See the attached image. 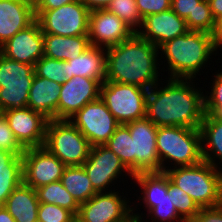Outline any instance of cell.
<instances>
[{
    "instance_id": "obj_38",
    "label": "cell",
    "mask_w": 222,
    "mask_h": 222,
    "mask_svg": "<svg viewBox=\"0 0 222 222\" xmlns=\"http://www.w3.org/2000/svg\"><path fill=\"white\" fill-rule=\"evenodd\" d=\"M172 0H136L137 9L141 18L171 9Z\"/></svg>"
},
{
    "instance_id": "obj_9",
    "label": "cell",
    "mask_w": 222,
    "mask_h": 222,
    "mask_svg": "<svg viewBox=\"0 0 222 222\" xmlns=\"http://www.w3.org/2000/svg\"><path fill=\"white\" fill-rule=\"evenodd\" d=\"M147 94L148 89L107 80L100 88V99L120 124L146 117Z\"/></svg>"
},
{
    "instance_id": "obj_46",
    "label": "cell",
    "mask_w": 222,
    "mask_h": 222,
    "mask_svg": "<svg viewBox=\"0 0 222 222\" xmlns=\"http://www.w3.org/2000/svg\"><path fill=\"white\" fill-rule=\"evenodd\" d=\"M127 222H148V221H145L144 218H140V217H137V216L132 215V216L127 220Z\"/></svg>"
},
{
    "instance_id": "obj_34",
    "label": "cell",
    "mask_w": 222,
    "mask_h": 222,
    "mask_svg": "<svg viewBox=\"0 0 222 222\" xmlns=\"http://www.w3.org/2000/svg\"><path fill=\"white\" fill-rule=\"evenodd\" d=\"M187 27L191 31H202L213 34L215 18L212 15L208 0H202L197 4L193 17L185 19Z\"/></svg>"
},
{
    "instance_id": "obj_21",
    "label": "cell",
    "mask_w": 222,
    "mask_h": 222,
    "mask_svg": "<svg viewBox=\"0 0 222 222\" xmlns=\"http://www.w3.org/2000/svg\"><path fill=\"white\" fill-rule=\"evenodd\" d=\"M34 20L32 3L26 0H0V46Z\"/></svg>"
},
{
    "instance_id": "obj_6",
    "label": "cell",
    "mask_w": 222,
    "mask_h": 222,
    "mask_svg": "<svg viewBox=\"0 0 222 222\" xmlns=\"http://www.w3.org/2000/svg\"><path fill=\"white\" fill-rule=\"evenodd\" d=\"M133 183L138 184L136 187L140 186L141 189V191L140 189L137 191L141 193V195H138L139 198L136 199L141 202L137 204L141 205L142 203L143 207L146 208L144 210L148 212L144 213L146 216L143 211L139 214L140 212H136L138 211L136 208L139 206L132 202V204L134 203V216L146 218L145 220L151 219L152 222H185L172 204V195L168 194V175L166 172L137 173L133 177Z\"/></svg>"
},
{
    "instance_id": "obj_22",
    "label": "cell",
    "mask_w": 222,
    "mask_h": 222,
    "mask_svg": "<svg viewBox=\"0 0 222 222\" xmlns=\"http://www.w3.org/2000/svg\"><path fill=\"white\" fill-rule=\"evenodd\" d=\"M61 84L35 74L29 90L27 107L46 117L58 120V101Z\"/></svg>"
},
{
    "instance_id": "obj_45",
    "label": "cell",
    "mask_w": 222,
    "mask_h": 222,
    "mask_svg": "<svg viewBox=\"0 0 222 222\" xmlns=\"http://www.w3.org/2000/svg\"><path fill=\"white\" fill-rule=\"evenodd\" d=\"M0 222H16L3 206H0Z\"/></svg>"
},
{
    "instance_id": "obj_35",
    "label": "cell",
    "mask_w": 222,
    "mask_h": 222,
    "mask_svg": "<svg viewBox=\"0 0 222 222\" xmlns=\"http://www.w3.org/2000/svg\"><path fill=\"white\" fill-rule=\"evenodd\" d=\"M214 73L211 90L204 93V111L205 114L222 116V71Z\"/></svg>"
},
{
    "instance_id": "obj_27",
    "label": "cell",
    "mask_w": 222,
    "mask_h": 222,
    "mask_svg": "<svg viewBox=\"0 0 222 222\" xmlns=\"http://www.w3.org/2000/svg\"><path fill=\"white\" fill-rule=\"evenodd\" d=\"M22 182V155L0 150V206Z\"/></svg>"
},
{
    "instance_id": "obj_43",
    "label": "cell",
    "mask_w": 222,
    "mask_h": 222,
    "mask_svg": "<svg viewBox=\"0 0 222 222\" xmlns=\"http://www.w3.org/2000/svg\"><path fill=\"white\" fill-rule=\"evenodd\" d=\"M212 36L216 46L222 48V15L215 19V27Z\"/></svg>"
},
{
    "instance_id": "obj_14",
    "label": "cell",
    "mask_w": 222,
    "mask_h": 222,
    "mask_svg": "<svg viewBox=\"0 0 222 222\" xmlns=\"http://www.w3.org/2000/svg\"><path fill=\"white\" fill-rule=\"evenodd\" d=\"M124 125L133 140V175L161 172L156 145L157 126L146 117Z\"/></svg>"
},
{
    "instance_id": "obj_4",
    "label": "cell",
    "mask_w": 222,
    "mask_h": 222,
    "mask_svg": "<svg viewBox=\"0 0 222 222\" xmlns=\"http://www.w3.org/2000/svg\"><path fill=\"white\" fill-rule=\"evenodd\" d=\"M156 145L163 172L203 161L200 128L157 127Z\"/></svg>"
},
{
    "instance_id": "obj_5",
    "label": "cell",
    "mask_w": 222,
    "mask_h": 222,
    "mask_svg": "<svg viewBox=\"0 0 222 222\" xmlns=\"http://www.w3.org/2000/svg\"><path fill=\"white\" fill-rule=\"evenodd\" d=\"M165 172L200 208L222 204V171L206 161L191 166L174 167Z\"/></svg>"
},
{
    "instance_id": "obj_19",
    "label": "cell",
    "mask_w": 222,
    "mask_h": 222,
    "mask_svg": "<svg viewBox=\"0 0 222 222\" xmlns=\"http://www.w3.org/2000/svg\"><path fill=\"white\" fill-rule=\"evenodd\" d=\"M0 53L17 62L34 65L44 56L43 32L35 19L0 46Z\"/></svg>"
},
{
    "instance_id": "obj_29",
    "label": "cell",
    "mask_w": 222,
    "mask_h": 222,
    "mask_svg": "<svg viewBox=\"0 0 222 222\" xmlns=\"http://www.w3.org/2000/svg\"><path fill=\"white\" fill-rule=\"evenodd\" d=\"M39 202L58 205L77 216L80 204L60 181L51 182L36 189Z\"/></svg>"
},
{
    "instance_id": "obj_42",
    "label": "cell",
    "mask_w": 222,
    "mask_h": 222,
    "mask_svg": "<svg viewBox=\"0 0 222 222\" xmlns=\"http://www.w3.org/2000/svg\"><path fill=\"white\" fill-rule=\"evenodd\" d=\"M90 11L106 9L113 0H80Z\"/></svg>"
},
{
    "instance_id": "obj_36",
    "label": "cell",
    "mask_w": 222,
    "mask_h": 222,
    "mask_svg": "<svg viewBox=\"0 0 222 222\" xmlns=\"http://www.w3.org/2000/svg\"><path fill=\"white\" fill-rule=\"evenodd\" d=\"M38 222H76V216L58 205L40 202Z\"/></svg>"
},
{
    "instance_id": "obj_18",
    "label": "cell",
    "mask_w": 222,
    "mask_h": 222,
    "mask_svg": "<svg viewBox=\"0 0 222 222\" xmlns=\"http://www.w3.org/2000/svg\"><path fill=\"white\" fill-rule=\"evenodd\" d=\"M19 144L24 148L43 147L48 119L29 107L2 112Z\"/></svg>"
},
{
    "instance_id": "obj_1",
    "label": "cell",
    "mask_w": 222,
    "mask_h": 222,
    "mask_svg": "<svg viewBox=\"0 0 222 222\" xmlns=\"http://www.w3.org/2000/svg\"><path fill=\"white\" fill-rule=\"evenodd\" d=\"M165 79L164 86L160 81L148 90L146 118L157 127L200 128L205 115V90L197 88L194 79Z\"/></svg>"
},
{
    "instance_id": "obj_23",
    "label": "cell",
    "mask_w": 222,
    "mask_h": 222,
    "mask_svg": "<svg viewBox=\"0 0 222 222\" xmlns=\"http://www.w3.org/2000/svg\"><path fill=\"white\" fill-rule=\"evenodd\" d=\"M83 76L96 79L101 83L106 80V49L90 46L80 56L67 61V79Z\"/></svg>"
},
{
    "instance_id": "obj_7",
    "label": "cell",
    "mask_w": 222,
    "mask_h": 222,
    "mask_svg": "<svg viewBox=\"0 0 222 222\" xmlns=\"http://www.w3.org/2000/svg\"><path fill=\"white\" fill-rule=\"evenodd\" d=\"M44 147L66 166H82L91 145L69 120H48Z\"/></svg>"
},
{
    "instance_id": "obj_16",
    "label": "cell",
    "mask_w": 222,
    "mask_h": 222,
    "mask_svg": "<svg viewBox=\"0 0 222 222\" xmlns=\"http://www.w3.org/2000/svg\"><path fill=\"white\" fill-rule=\"evenodd\" d=\"M101 82L75 76L61 84L58 101V120H69L84 105L100 98Z\"/></svg>"
},
{
    "instance_id": "obj_24",
    "label": "cell",
    "mask_w": 222,
    "mask_h": 222,
    "mask_svg": "<svg viewBox=\"0 0 222 222\" xmlns=\"http://www.w3.org/2000/svg\"><path fill=\"white\" fill-rule=\"evenodd\" d=\"M91 46L88 35L61 36L43 33L44 56L68 61L77 58Z\"/></svg>"
},
{
    "instance_id": "obj_31",
    "label": "cell",
    "mask_w": 222,
    "mask_h": 222,
    "mask_svg": "<svg viewBox=\"0 0 222 222\" xmlns=\"http://www.w3.org/2000/svg\"><path fill=\"white\" fill-rule=\"evenodd\" d=\"M168 194L172 195V201L179 216L185 222H191L200 211L196 202L182 189L178 188L168 177Z\"/></svg>"
},
{
    "instance_id": "obj_39",
    "label": "cell",
    "mask_w": 222,
    "mask_h": 222,
    "mask_svg": "<svg viewBox=\"0 0 222 222\" xmlns=\"http://www.w3.org/2000/svg\"><path fill=\"white\" fill-rule=\"evenodd\" d=\"M202 0H172L171 9L181 18L193 17L197 4Z\"/></svg>"
},
{
    "instance_id": "obj_17",
    "label": "cell",
    "mask_w": 222,
    "mask_h": 222,
    "mask_svg": "<svg viewBox=\"0 0 222 222\" xmlns=\"http://www.w3.org/2000/svg\"><path fill=\"white\" fill-rule=\"evenodd\" d=\"M134 33L122 19L107 9L90 11L88 37L92 46L107 49L129 39Z\"/></svg>"
},
{
    "instance_id": "obj_10",
    "label": "cell",
    "mask_w": 222,
    "mask_h": 222,
    "mask_svg": "<svg viewBox=\"0 0 222 222\" xmlns=\"http://www.w3.org/2000/svg\"><path fill=\"white\" fill-rule=\"evenodd\" d=\"M34 14L43 33L88 35L90 10L80 0L52 10H34Z\"/></svg>"
},
{
    "instance_id": "obj_30",
    "label": "cell",
    "mask_w": 222,
    "mask_h": 222,
    "mask_svg": "<svg viewBox=\"0 0 222 222\" xmlns=\"http://www.w3.org/2000/svg\"><path fill=\"white\" fill-rule=\"evenodd\" d=\"M104 145L114 152L133 174V140L124 124L119 125Z\"/></svg>"
},
{
    "instance_id": "obj_12",
    "label": "cell",
    "mask_w": 222,
    "mask_h": 222,
    "mask_svg": "<svg viewBox=\"0 0 222 222\" xmlns=\"http://www.w3.org/2000/svg\"><path fill=\"white\" fill-rule=\"evenodd\" d=\"M69 121L91 146L104 145L120 125L100 98L84 105Z\"/></svg>"
},
{
    "instance_id": "obj_33",
    "label": "cell",
    "mask_w": 222,
    "mask_h": 222,
    "mask_svg": "<svg viewBox=\"0 0 222 222\" xmlns=\"http://www.w3.org/2000/svg\"><path fill=\"white\" fill-rule=\"evenodd\" d=\"M34 71L39 77L63 84L67 80V61L42 56L35 63Z\"/></svg>"
},
{
    "instance_id": "obj_8",
    "label": "cell",
    "mask_w": 222,
    "mask_h": 222,
    "mask_svg": "<svg viewBox=\"0 0 222 222\" xmlns=\"http://www.w3.org/2000/svg\"><path fill=\"white\" fill-rule=\"evenodd\" d=\"M34 76V65L17 62L0 53V113L27 107Z\"/></svg>"
},
{
    "instance_id": "obj_3",
    "label": "cell",
    "mask_w": 222,
    "mask_h": 222,
    "mask_svg": "<svg viewBox=\"0 0 222 222\" xmlns=\"http://www.w3.org/2000/svg\"><path fill=\"white\" fill-rule=\"evenodd\" d=\"M220 50L209 33L189 30L186 34L166 41L159 47V55L166 58V71L168 78L173 79H197L201 75L200 71L211 65L212 55ZM163 55V57H162ZM210 59V60H209ZM209 62V63H208ZM168 63V64H167ZM200 73V74H199Z\"/></svg>"
},
{
    "instance_id": "obj_47",
    "label": "cell",
    "mask_w": 222,
    "mask_h": 222,
    "mask_svg": "<svg viewBox=\"0 0 222 222\" xmlns=\"http://www.w3.org/2000/svg\"><path fill=\"white\" fill-rule=\"evenodd\" d=\"M26 1L32 3L33 5H35L38 2V0H26Z\"/></svg>"
},
{
    "instance_id": "obj_37",
    "label": "cell",
    "mask_w": 222,
    "mask_h": 222,
    "mask_svg": "<svg viewBox=\"0 0 222 222\" xmlns=\"http://www.w3.org/2000/svg\"><path fill=\"white\" fill-rule=\"evenodd\" d=\"M0 150L13 152L16 155H23L25 150L16 140L2 113H0Z\"/></svg>"
},
{
    "instance_id": "obj_13",
    "label": "cell",
    "mask_w": 222,
    "mask_h": 222,
    "mask_svg": "<svg viewBox=\"0 0 222 222\" xmlns=\"http://www.w3.org/2000/svg\"><path fill=\"white\" fill-rule=\"evenodd\" d=\"M120 190L97 192L87 202L80 204L76 222H127L133 215L131 199ZM131 204V205H129Z\"/></svg>"
},
{
    "instance_id": "obj_44",
    "label": "cell",
    "mask_w": 222,
    "mask_h": 222,
    "mask_svg": "<svg viewBox=\"0 0 222 222\" xmlns=\"http://www.w3.org/2000/svg\"><path fill=\"white\" fill-rule=\"evenodd\" d=\"M208 3L215 19L222 15V0H208Z\"/></svg>"
},
{
    "instance_id": "obj_26",
    "label": "cell",
    "mask_w": 222,
    "mask_h": 222,
    "mask_svg": "<svg viewBox=\"0 0 222 222\" xmlns=\"http://www.w3.org/2000/svg\"><path fill=\"white\" fill-rule=\"evenodd\" d=\"M200 132L203 160L222 171V116L205 114Z\"/></svg>"
},
{
    "instance_id": "obj_15",
    "label": "cell",
    "mask_w": 222,
    "mask_h": 222,
    "mask_svg": "<svg viewBox=\"0 0 222 222\" xmlns=\"http://www.w3.org/2000/svg\"><path fill=\"white\" fill-rule=\"evenodd\" d=\"M66 165L44 146L27 148L22 155L23 183L34 189L60 181Z\"/></svg>"
},
{
    "instance_id": "obj_25",
    "label": "cell",
    "mask_w": 222,
    "mask_h": 222,
    "mask_svg": "<svg viewBox=\"0 0 222 222\" xmlns=\"http://www.w3.org/2000/svg\"><path fill=\"white\" fill-rule=\"evenodd\" d=\"M39 204L36 189L22 182L7 197L3 207L16 222H38Z\"/></svg>"
},
{
    "instance_id": "obj_32",
    "label": "cell",
    "mask_w": 222,
    "mask_h": 222,
    "mask_svg": "<svg viewBox=\"0 0 222 222\" xmlns=\"http://www.w3.org/2000/svg\"><path fill=\"white\" fill-rule=\"evenodd\" d=\"M106 9L122 19L135 33L141 28L143 19L136 0H113Z\"/></svg>"
},
{
    "instance_id": "obj_41",
    "label": "cell",
    "mask_w": 222,
    "mask_h": 222,
    "mask_svg": "<svg viewBox=\"0 0 222 222\" xmlns=\"http://www.w3.org/2000/svg\"><path fill=\"white\" fill-rule=\"evenodd\" d=\"M79 0H38L34 10H52Z\"/></svg>"
},
{
    "instance_id": "obj_28",
    "label": "cell",
    "mask_w": 222,
    "mask_h": 222,
    "mask_svg": "<svg viewBox=\"0 0 222 222\" xmlns=\"http://www.w3.org/2000/svg\"><path fill=\"white\" fill-rule=\"evenodd\" d=\"M60 182L79 204L97 193L83 166H66Z\"/></svg>"
},
{
    "instance_id": "obj_2",
    "label": "cell",
    "mask_w": 222,
    "mask_h": 222,
    "mask_svg": "<svg viewBox=\"0 0 222 222\" xmlns=\"http://www.w3.org/2000/svg\"><path fill=\"white\" fill-rule=\"evenodd\" d=\"M158 55L159 48L134 33L129 39L106 49V80L149 90L165 80L160 79L165 70H160L163 61H159Z\"/></svg>"
},
{
    "instance_id": "obj_11",
    "label": "cell",
    "mask_w": 222,
    "mask_h": 222,
    "mask_svg": "<svg viewBox=\"0 0 222 222\" xmlns=\"http://www.w3.org/2000/svg\"><path fill=\"white\" fill-rule=\"evenodd\" d=\"M82 166L97 192L117 190L114 184H117L118 179L125 182L121 177L126 174L125 178L131 177L130 180L134 177L121 159L105 145L91 146L89 156Z\"/></svg>"
},
{
    "instance_id": "obj_40",
    "label": "cell",
    "mask_w": 222,
    "mask_h": 222,
    "mask_svg": "<svg viewBox=\"0 0 222 222\" xmlns=\"http://www.w3.org/2000/svg\"><path fill=\"white\" fill-rule=\"evenodd\" d=\"M191 222H222V204L215 207L200 208Z\"/></svg>"
},
{
    "instance_id": "obj_20",
    "label": "cell",
    "mask_w": 222,
    "mask_h": 222,
    "mask_svg": "<svg viewBox=\"0 0 222 222\" xmlns=\"http://www.w3.org/2000/svg\"><path fill=\"white\" fill-rule=\"evenodd\" d=\"M188 31L185 19L170 9L146 16L136 33L159 48L166 41L184 35Z\"/></svg>"
}]
</instances>
